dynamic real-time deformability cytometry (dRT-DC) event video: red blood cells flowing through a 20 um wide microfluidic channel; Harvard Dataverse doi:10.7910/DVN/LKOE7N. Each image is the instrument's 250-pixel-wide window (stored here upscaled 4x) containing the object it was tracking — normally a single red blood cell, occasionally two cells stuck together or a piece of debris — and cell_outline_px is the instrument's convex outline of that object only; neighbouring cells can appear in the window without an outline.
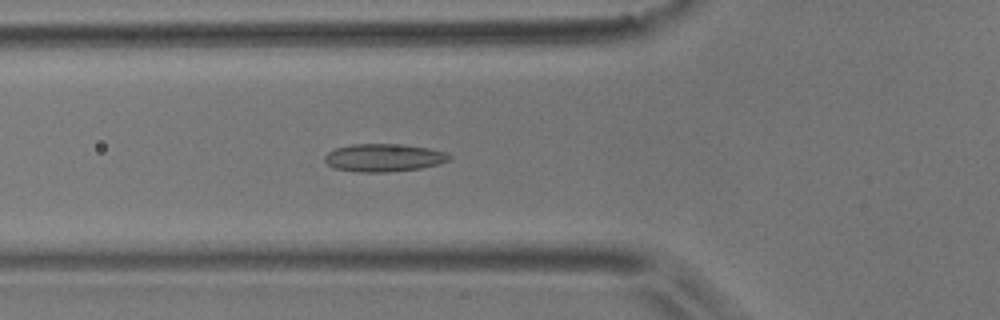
{"species": "common noctule bat (a hibernating species)", "species_latin": "Nyctalus noctula", "temperature_condition": "room temperature", "stored_images_in_passage": 52, "camera_frame_rate_fps": 3000, "um_per_image_px": 0.085, "animal": {"sex": "male", "body_mass_g": 17.9}, "frame": {"image": 1, "passage_image": 18, "time_ms": 5.667, "image_size_px": [1000, 320], "cell_outline_px": [[452, 160], [440, 164], [420, 168], [388, 172], [360, 172], [336, 168], [328, 164], [324, 160], [324, 156], [328, 152], [336, 148], [352, 144], [404, 144], [428, 148], [444, 152], [452, 156]], "centroid_in_image_um": [32.66, 13.4], "position_along_channel_um": 93.1, "area_um2": 20.23}}
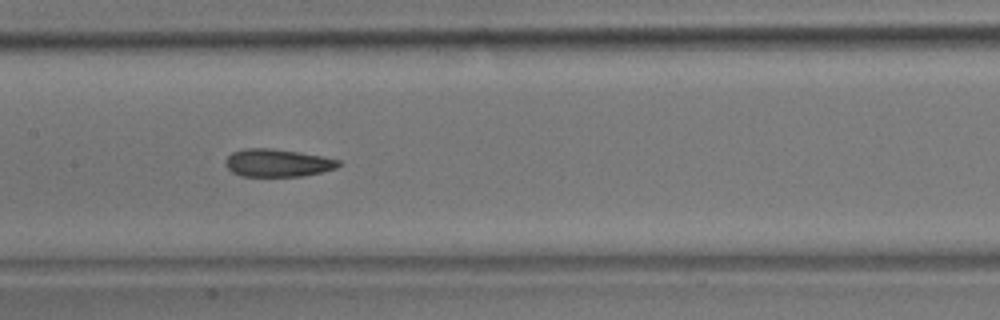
{"frame": {"image": 2, "passage_image": 25, "time_ms": 8.0, "image_size_px": [1000, 320], "cell_outline_px": [[340, 164], [336, 168], [304, 176], [240, 176], [232, 172], [224, 164], [224, 160], [232, 152], [244, 148], [272, 148], [300, 152], [324, 156], [340, 160]], "centroid_in_image_um": [23.57, 13.84], "position_along_channel_um": 183.8, "area_um2": 18.44}}
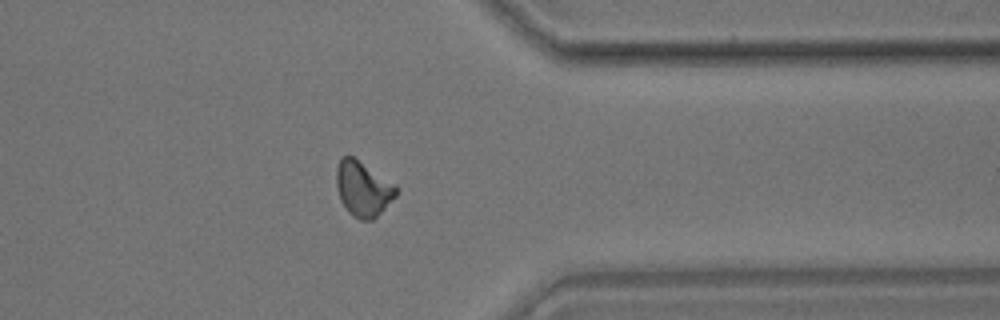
{"frame": {"image": 3, "passage_image": 41, "time_ms": 13.333, "image_size_px": [1000, 320], "cell_outline_px": [[396, 196], [372, 220], [360, 220], [352, 216], [348, 212], [340, 200], [336, 188], [336, 168], [340, 156], [352, 156], [396, 184]], "centroid_in_image_um": [30.82, 16.04], "position_along_channel_um": 380.6, "area_um2": 19.19}, "authors_computed_cell_mechanics": {"area_um2": 18.8139, "velocity_mm_per_s": 3.8543, "shape_relaxation_time_tau1_ms": null, "shape_relaxation_time_tau2_ms": 3.5623, "deformation_change_tau1": null, "deformation_change_tau2": 0.1049}}